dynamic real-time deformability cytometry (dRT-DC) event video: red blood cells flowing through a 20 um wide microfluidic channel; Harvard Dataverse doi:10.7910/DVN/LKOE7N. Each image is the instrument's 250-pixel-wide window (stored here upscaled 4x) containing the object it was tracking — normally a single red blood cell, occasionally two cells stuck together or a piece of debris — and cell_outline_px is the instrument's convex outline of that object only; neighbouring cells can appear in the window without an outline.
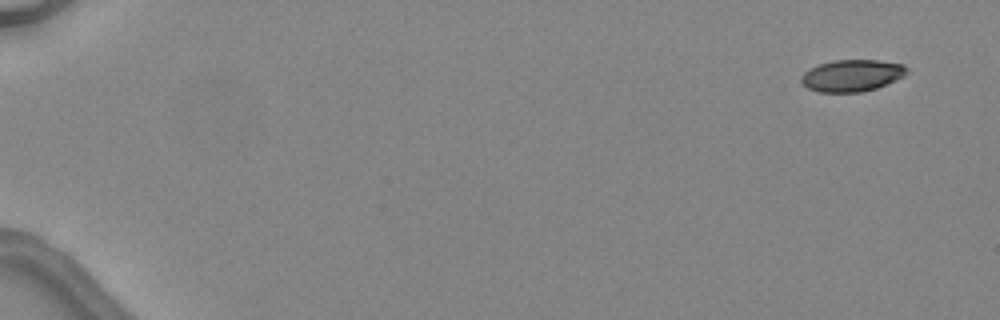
{"species": "common noctule bat (a hibernating species)", "species_latin": "Nyctalus noctula", "temperature_condition": "warm", "stored_images_in_passage": 6, "segment_of_instrument_passage": [1, 2], "camera_frame_rate_fps": 3000, "um_per_image_px": 0.085, "animal": {"sex": "female", "body_mass_g": 24.6, "forearm_length_mm": 56.2}, "frame": {"image": 1, "passage_image": 1, "time_ms": 0.0, "image_size_px": [1000, 320], "cell_outline_px": [[908, 72], [904, 76], [876, 88], [860, 92], [820, 92], [808, 88], [800, 80], [800, 76], [804, 72], [820, 64], [836, 60], [876, 60], [904, 64], [908, 68]], "centroid_in_image_um": [72.43, 6.42], "position_along_channel_um": 12.6, "area_um2": 19.42}}
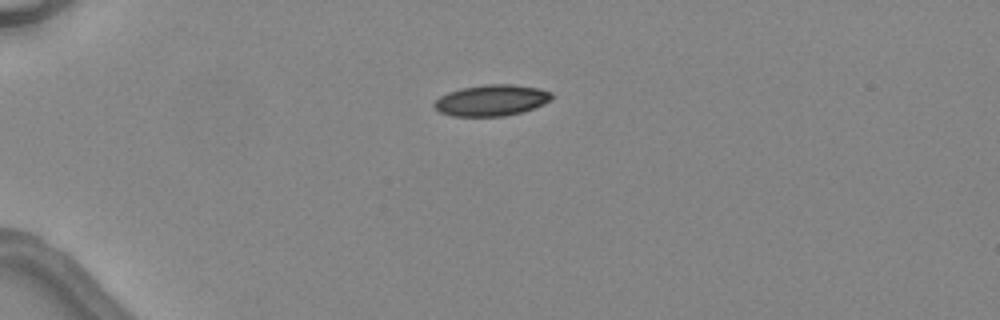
{"frame": {"image": 2, "passage_image": 4, "time_ms": 3.667, "image_size_px": [1000, 320], "cell_outline_px": [[556, 96], [552, 100], [544, 104], [520, 112], [504, 116], [452, 116], [440, 112], [432, 104], [440, 96], [448, 92], [460, 88], [488, 84], [512, 84], [540, 88], [552, 92]], "centroid_in_image_um": [41.81, 8.51], "position_along_channel_um": 43.2, "area_um2": 21.44}}